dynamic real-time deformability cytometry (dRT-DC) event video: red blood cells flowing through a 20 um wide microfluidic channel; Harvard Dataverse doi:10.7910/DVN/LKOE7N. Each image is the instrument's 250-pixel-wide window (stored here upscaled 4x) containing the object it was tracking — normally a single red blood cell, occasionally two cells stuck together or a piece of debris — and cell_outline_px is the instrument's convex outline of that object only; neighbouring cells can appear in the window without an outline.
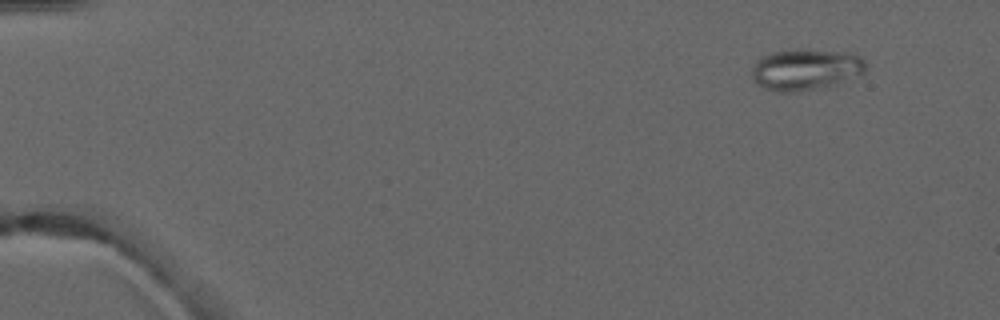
{"species": "common noctule bat (a hibernating species)", "species_latin": "Nyctalus noctula", "temperature_condition": "warm", "stored_images_in_passage": 5, "camera_frame_rate_fps": 3000, "um_per_image_px": 0.085, "animal": {"sex": "male", "forearm_length_mm": 52.5}, "frame": {"image": 1, "passage_image": 2, "time_ms": 1.0, "image_size_px": [1000, 320], "cell_outline_px": [[864, 72], [828, 84], [812, 88], [792, 92], [780, 92], [764, 88], [756, 84], [752, 80], [752, 68], [756, 60], [772, 52], [852, 52], [860, 56], [864, 60]], "centroid_in_image_um": [68.39, 5.92], "position_along_channel_um": 16.6, "area_um2": 25.78}}